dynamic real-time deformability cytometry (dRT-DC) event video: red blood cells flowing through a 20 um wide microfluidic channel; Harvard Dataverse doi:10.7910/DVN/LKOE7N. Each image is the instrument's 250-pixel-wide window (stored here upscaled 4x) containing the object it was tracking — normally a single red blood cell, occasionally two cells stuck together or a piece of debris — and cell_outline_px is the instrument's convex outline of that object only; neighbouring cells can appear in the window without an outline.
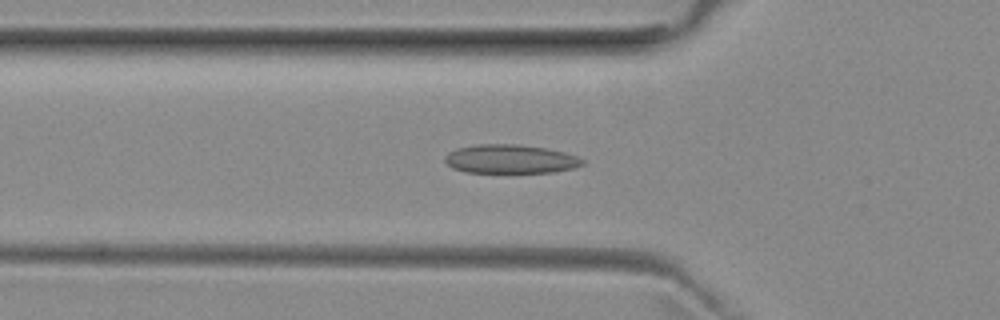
{"species": "common noctule bat (a hibernating species)", "species_latin": "Nyctalus noctula", "temperature_condition": "room temperature", "stored_images_in_passage": 51, "camera_frame_rate_fps": 3000, "um_per_image_px": 0.085, "animal": {"sex": "female", "body_mass_g": 29.2, "forearm_length_mm": 56.3}, "frame": {"image": 1, "passage_image": 17, "time_ms": 5.333, "image_size_px": [1000, 320], "cell_outline_px": [[584, 164], [572, 168], [552, 172], [464, 172], [452, 168], [444, 160], [444, 156], [448, 152], [456, 148], [476, 144], [516, 144], [548, 148], [564, 152], [576, 156], [584, 160]], "centroid_in_image_um": [43.34, 13.51], "position_along_channel_um": 82.5, "area_um2": 23.12}}
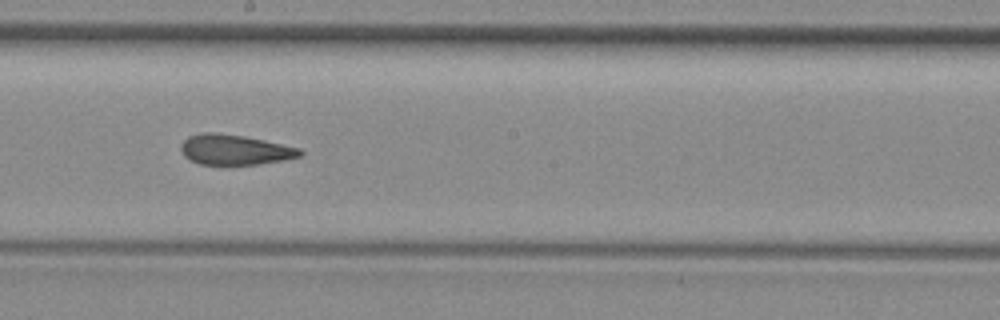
{"frame": {"image": 2, "passage_image": 28, "time_ms": 9.0, "image_size_px": [1000, 320], "cell_outline_px": [[304, 152], [300, 156], [280, 160], [256, 164], [200, 164], [184, 156], [180, 148], [180, 144], [188, 136], [200, 132], [216, 132], [244, 136], [264, 140], [300, 148]], "centroid_in_image_um": [19.92, 12.7], "position_along_channel_um": 228.3, "area_um2": 20.81}}
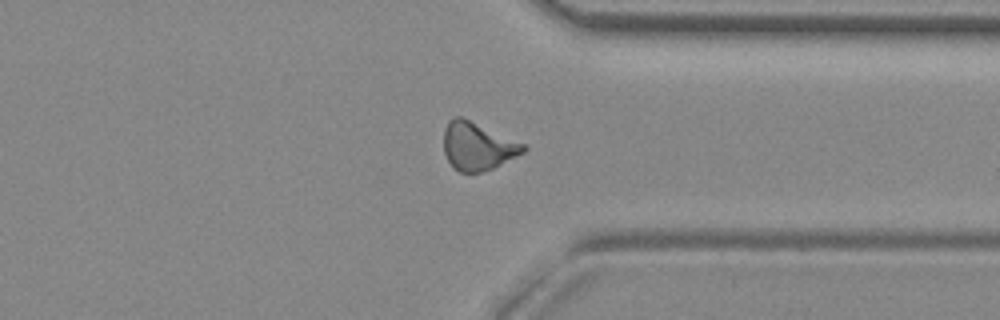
{"frame": {"image": 3, "passage_image": 39, "time_ms": 12.667, "image_size_px": [1000, 320], "cell_outline_px": [[528, 148], [524, 152], [492, 168], [480, 172], [460, 172], [448, 160], [444, 152], [444, 128], [448, 120], [456, 116], [460, 116], [528, 144]], "centroid_in_image_um": [40.62, 12.4], "position_along_channel_um": 370.8, "area_um2": 22.2}, "authors_computed_cell_mechanics": {"area_um2": 21.7906, "velocity_mm_per_s": 3.9617, "shape_relaxation_time_tau1_ms": null, "shape_relaxation_time_tau2_ms": 2.5614, "deformation_change_tau1": null, "deformation_change_tau2": 0.0858}}